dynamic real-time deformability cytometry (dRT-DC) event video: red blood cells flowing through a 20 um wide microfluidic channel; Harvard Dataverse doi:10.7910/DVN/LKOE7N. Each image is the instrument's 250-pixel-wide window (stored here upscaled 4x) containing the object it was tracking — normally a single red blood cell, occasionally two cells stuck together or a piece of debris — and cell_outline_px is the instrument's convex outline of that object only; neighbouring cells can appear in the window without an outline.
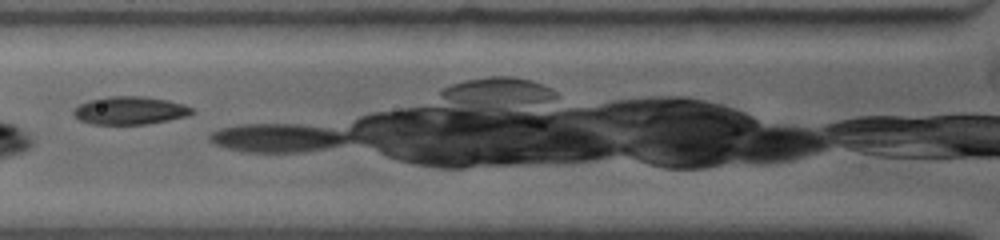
{"species": "common noctule bat (a hibernating species)", "species_latin": "Nyctalus noctula", "temperature_condition": "warm", "stored_images_in_passage": 5, "camera_frame_rate_fps": 4500, "um_per_image_px": 0.085, "animal": {"sex": "female", "body_mass_g": 19.0, "forearm_length_mm": 53.3}, "frame": {"image": 1, "passage_image": 4, "time_ms": 2.0, "image_size_px": [1000, 240], "cell_outline_px": [[192, 112], [184, 116], [168, 120], [144, 124], [96, 124], [80, 120], [72, 112], [80, 104], [88, 100], [108, 96], [140, 96], [168, 100], [192, 108]], "centroid_in_image_um": [11.0, 9.38], "position_along_channel_um": 114.8, "area_um2": 18.84}}